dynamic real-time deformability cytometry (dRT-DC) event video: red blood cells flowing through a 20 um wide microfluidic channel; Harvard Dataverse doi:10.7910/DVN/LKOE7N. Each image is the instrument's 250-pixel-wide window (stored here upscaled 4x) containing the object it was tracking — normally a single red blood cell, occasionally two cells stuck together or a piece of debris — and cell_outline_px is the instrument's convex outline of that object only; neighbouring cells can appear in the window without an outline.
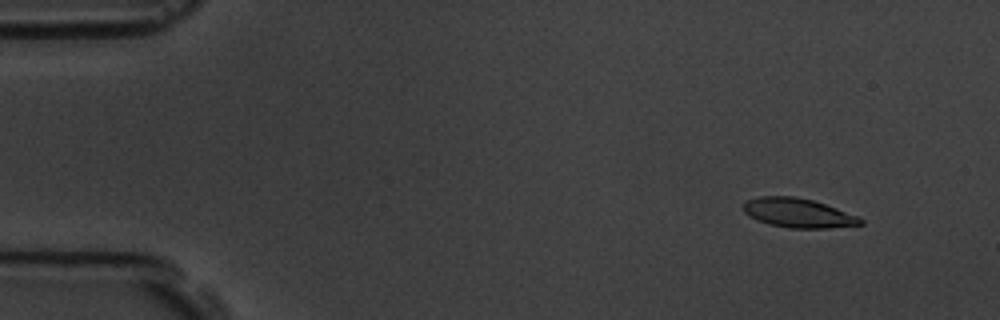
{"species": "common noctule bat (a hibernating species)", "species_latin": "Nyctalus noctula", "temperature_condition": "room temperature", "stored_images_in_passage": 55, "camera_frame_rate_fps": 3000, "um_per_image_px": 0.085, "animal": {"sex": "male", "body_mass_g": 19.5, "forearm_length_mm": 54.6}, "frame": {"image": 1, "passage_image": 2, "time_ms": 0.333, "image_size_px": [1000, 320], "cell_outline_px": [[864, 224], [828, 228], [788, 228], [768, 224], [756, 220], [748, 216], [744, 212], [744, 204], [748, 200], [760, 196], [796, 196], [812, 200], [860, 216], [864, 220]], "centroid_in_image_um": [67.86, 18.11], "position_along_channel_um": 17.1, "area_um2": 20.06}}
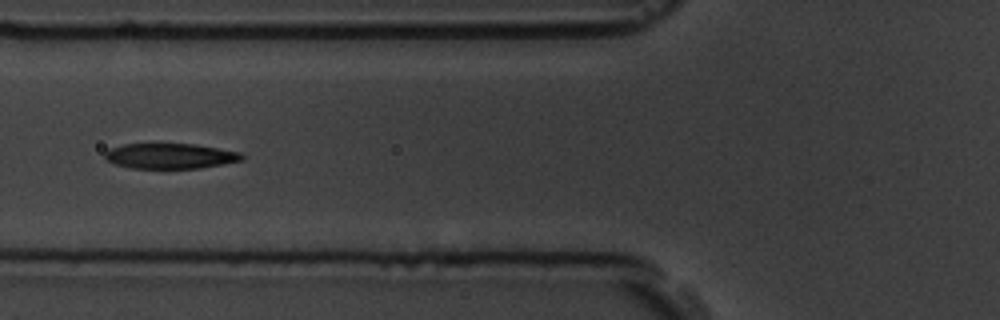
{"frame": {"image": 2, "passage_image": 19, "time_ms": 6.0, "image_size_px": [1000, 320], "cell_outline_px": [[244, 160], [200, 168], [132, 168], [116, 164], [108, 160], [104, 156], [104, 152], [108, 148], [124, 144], [192, 144], [240, 152], [244, 156]], "centroid_in_image_um": [14.45, 13.26], "position_along_channel_um": 111.3, "area_um2": 20.06}}
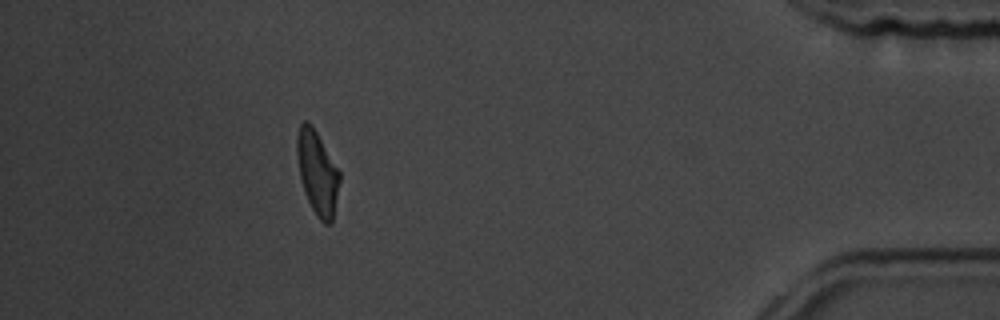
{"frame": {"image": 3, "passage_image": 49, "time_ms": 16.0, "image_size_px": [1000, 320], "cell_outline_px": [[340, 180], [332, 224], [324, 224], [316, 216], [304, 192], [300, 176], [296, 152], [296, 136], [300, 124], [304, 120], [308, 120], [312, 124], [340, 172]], "centroid_in_image_um": [26.97, 14.67], "position_along_channel_um": 408.2, "area_um2": 20.87}, "authors_computed_cell_mechanics": {"area_um2": 21.097, "velocity_mm_per_s": 3.5033, "shape_relaxation_time_tau1_ms": 3.2698, "shape_relaxation_time_tau2_ms": 2.4402, "deformation_change_tau1": 0.1593, "deformation_change_tau2": 0.0893}}